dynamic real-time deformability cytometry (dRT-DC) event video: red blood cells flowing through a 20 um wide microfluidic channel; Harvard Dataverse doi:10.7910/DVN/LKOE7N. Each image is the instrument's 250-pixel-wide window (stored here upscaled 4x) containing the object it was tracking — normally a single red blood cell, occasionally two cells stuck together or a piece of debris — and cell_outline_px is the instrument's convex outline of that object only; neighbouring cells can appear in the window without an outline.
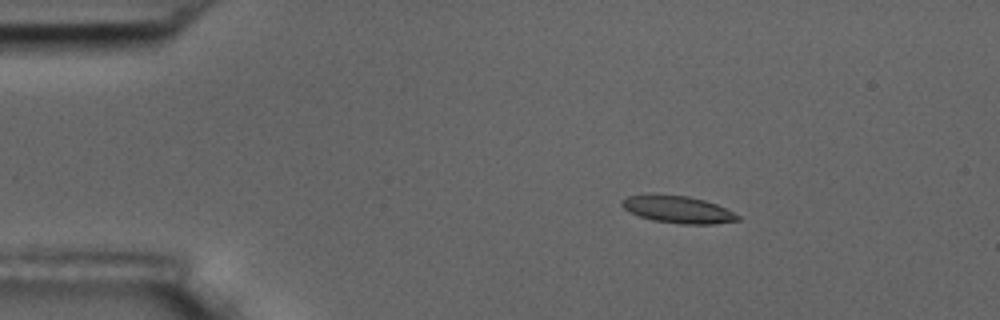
{"species": "common noctule bat (a hibernating species)", "species_latin": "Nyctalus noctula", "temperature_condition": "room temperature", "stored_images_in_passage": 5, "camera_frame_rate_fps": 3000, "um_per_image_px": 0.085, "animal": {"sex": "male", "body_mass_g": 17.5, "forearm_length_mm": 52.3}, "frame": {"image": 1, "passage_image": 3, "time_ms": 2.333, "image_size_px": [1000, 320], "cell_outline_px": [[740, 220], [712, 224], [684, 224], [652, 220], [628, 212], [620, 204], [620, 200], [628, 196], [688, 196], [704, 200], [716, 204], [740, 216]], "centroid_in_image_um": [57.63, 17.83], "position_along_channel_um": 27.4, "area_um2": 17.8}}